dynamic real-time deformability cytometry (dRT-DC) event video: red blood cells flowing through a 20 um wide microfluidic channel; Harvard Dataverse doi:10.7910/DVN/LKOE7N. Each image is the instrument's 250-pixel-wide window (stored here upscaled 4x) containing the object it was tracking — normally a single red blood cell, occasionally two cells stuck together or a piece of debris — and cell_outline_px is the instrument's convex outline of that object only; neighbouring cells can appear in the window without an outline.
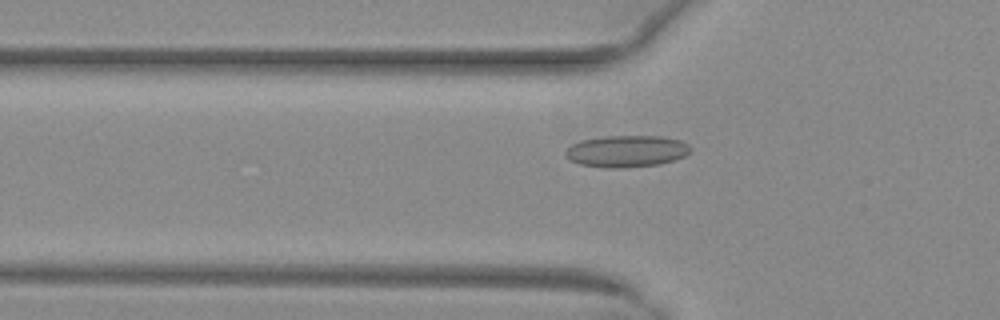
{"species": "common noctule bat (a hibernating species)", "species_latin": "Nyctalus noctula", "temperature_condition": "warm", "stored_images_in_passage": 39, "camera_frame_rate_fps": 3000, "um_per_image_px": 0.085, "animal": {"sex": "female", "body_mass_g": 29.2, "forearm_length_mm": 56.3}, "frame": {"image": 1, "passage_image": 10, "time_ms": 3.0, "image_size_px": [1000, 320], "cell_outline_px": [[692, 148], [684, 156], [660, 164], [620, 168], [612, 168], [580, 164], [568, 160], [564, 156], [564, 152], [572, 144], [580, 140], [604, 136], [660, 136], [680, 140], [688, 144]], "centroid_in_image_um": [53.22, 12.85], "position_along_channel_um": 72.6, "area_um2": 23.12}}
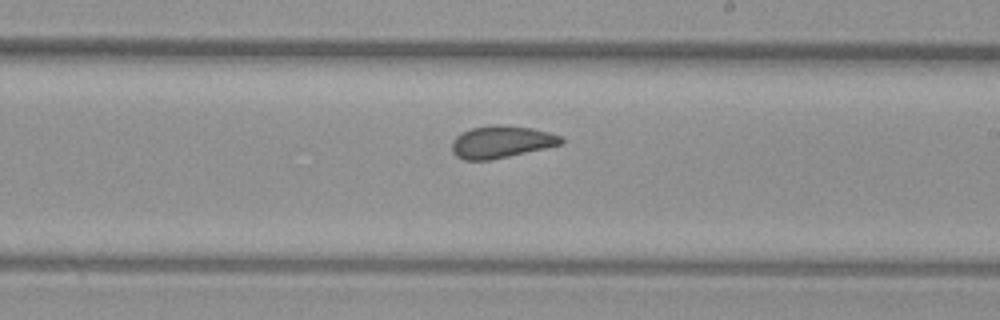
{"frame": {"image": 2, "passage_image": 23, "time_ms": 7.333, "image_size_px": [1000, 320], "cell_outline_px": [[564, 140], [560, 144], [544, 148], [492, 160], [464, 160], [456, 156], [452, 152], [452, 140], [460, 132], [472, 128], [496, 124], [532, 128], [548, 132], [560, 136]], "centroid_in_image_um": [42.56, 12.06], "position_along_channel_um": 246.4, "area_um2": 20.4}}
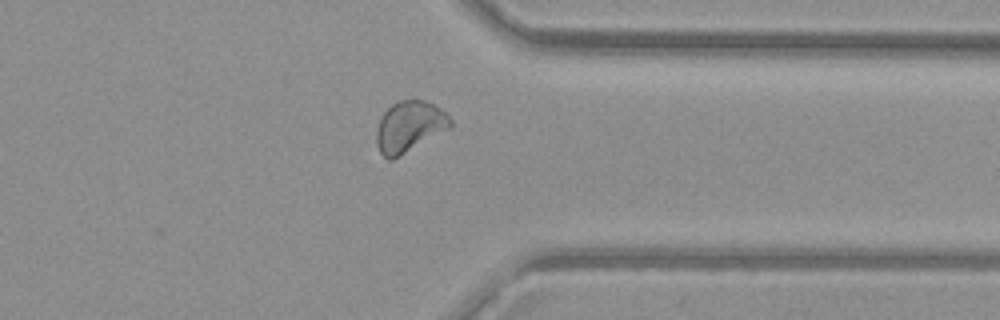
{"frame": {"image": 3, "passage_image": 33, "time_ms": 10.667, "image_size_px": [1000, 320], "cell_outline_px": [[452, 128], [400, 156], [392, 160], [388, 160], [380, 152], [376, 144], [376, 132], [380, 120], [384, 112], [392, 104], [400, 100], [424, 100], [440, 108], [452, 120]], "centroid_in_image_um": [34.81, 10.78], "position_along_channel_um": 376.6, "area_um2": 22.02}, "authors_computed_cell_mechanics": {"area_um2": 20.8658, "velocity_mm_per_s": 4.0016, "shape_relaxation_time_tau1_ms": null, "shape_relaxation_time_tau2_ms": 1.0464, "deformation_change_tau1": null, "deformation_change_tau2": 0.0655}}